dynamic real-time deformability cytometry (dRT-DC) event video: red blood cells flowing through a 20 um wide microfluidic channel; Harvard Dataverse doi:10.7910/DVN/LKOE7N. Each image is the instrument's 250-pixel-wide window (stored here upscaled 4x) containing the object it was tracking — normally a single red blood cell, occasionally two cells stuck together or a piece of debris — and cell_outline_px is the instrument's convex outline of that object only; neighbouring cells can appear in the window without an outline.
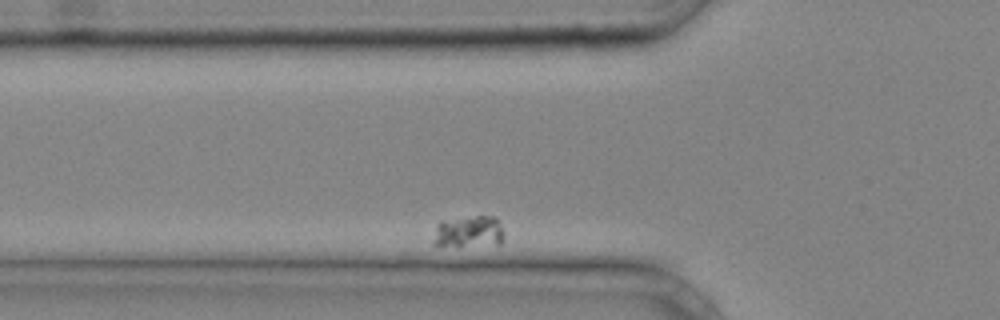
{"species": "common noctule bat (a hibernating species)", "species_latin": "Nyctalus noctula", "temperature_condition": "cold", "stored_images_in_passage": 36, "camera_frame_rate_fps": 3000, "um_per_image_px": 0.085, "animal": {"sex": "male", "body_mass_g": 20.4}, "frame": {"image": 1, "passage_image": 6, "time_ms": 1.667, "image_size_px": [1000, 320], "cell_outline_px": [[504, 236], [500, 244], [432, 244], [436, 228], [440, 220], [476, 216], [492, 216], [496, 220], [504, 232]], "centroid_in_image_um": [39.85, 19.65], "position_along_channel_um": 85.9, "area_um2": 12.48}}